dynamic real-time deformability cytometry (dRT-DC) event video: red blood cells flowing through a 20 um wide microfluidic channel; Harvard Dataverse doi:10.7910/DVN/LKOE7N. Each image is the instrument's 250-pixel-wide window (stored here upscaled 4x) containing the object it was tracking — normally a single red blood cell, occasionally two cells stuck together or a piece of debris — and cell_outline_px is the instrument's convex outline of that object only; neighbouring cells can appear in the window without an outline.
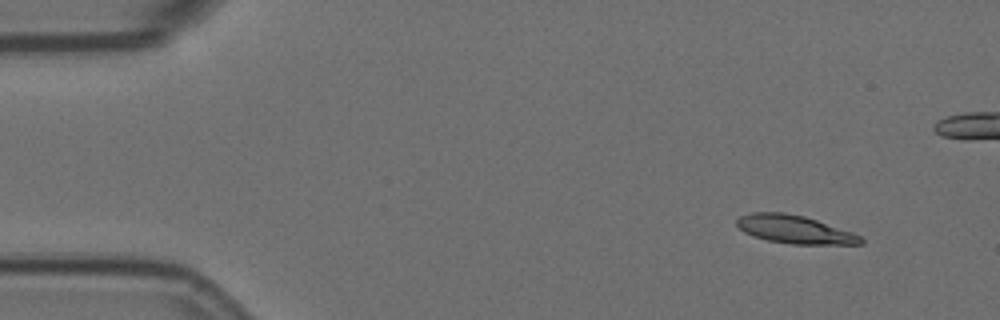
{"species": "Egyptian fruit bat (a non-hibernating species)", "species_latin": "Rousettus aegyptiacus", "temperature_condition": "room temperature", "stored_images_in_passage": 5, "camera_frame_rate_fps": 3000, "um_per_image_px": 0.085, "animal": {"sex": "female"}, "frame": {"image": 1, "passage_image": 1, "time_ms": 0.0, "image_size_px": [1000, 320], "cell_outline_px": [[864, 244], [792, 244], [768, 240], [752, 236], [744, 232], [736, 224], [736, 220], [740, 216], [752, 212], [784, 212], [804, 216], [852, 232], [860, 236], [864, 240]], "centroid_in_image_um": [67.53, 19.5], "position_along_channel_um": 17.5, "area_um2": 20.23}}